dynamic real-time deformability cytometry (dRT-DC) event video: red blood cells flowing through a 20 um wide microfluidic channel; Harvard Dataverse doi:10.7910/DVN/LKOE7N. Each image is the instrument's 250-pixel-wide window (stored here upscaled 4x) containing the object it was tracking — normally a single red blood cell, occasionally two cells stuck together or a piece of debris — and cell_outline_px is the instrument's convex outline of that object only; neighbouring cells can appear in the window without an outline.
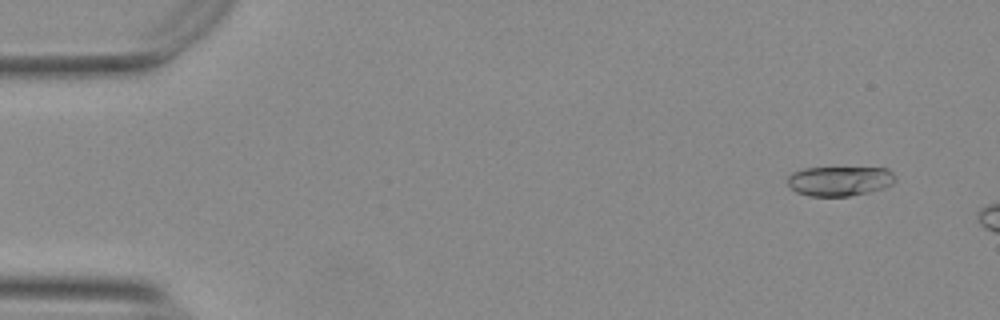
{"species": "Egyptian fruit bat (a non-hibernating species)", "species_latin": "Rousettus aegyptiacus", "temperature_condition": "warm", "stored_images_in_passage": 9, "camera_frame_rate_fps": 3000, "um_per_image_px": 0.085, "animal": {"sex": "female"}, "frame": {"image": 1, "passage_image": 4, "time_ms": 1.0, "image_size_px": [1000, 320], "cell_outline_px": [[896, 180], [892, 184], [884, 188], [868, 192], [848, 196], [808, 196], [796, 192], [788, 184], [788, 176], [792, 172], [804, 168], [888, 168], [896, 176]], "centroid_in_image_um": [71.38, 15.38], "position_along_channel_um": 13.6, "area_um2": 18.67}}